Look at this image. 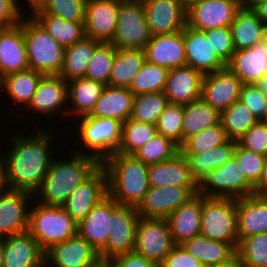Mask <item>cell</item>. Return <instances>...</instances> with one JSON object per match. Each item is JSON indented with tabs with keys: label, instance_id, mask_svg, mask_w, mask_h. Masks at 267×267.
I'll use <instances>...</instances> for the list:
<instances>
[{
	"label": "cell",
	"instance_id": "54",
	"mask_svg": "<svg viewBox=\"0 0 267 267\" xmlns=\"http://www.w3.org/2000/svg\"><path fill=\"white\" fill-rule=\"evenodd\" d=\"M266 95L255 84H243L239 100L246 105L254 116L260 120L263 117L266 105Z\"/></svg>",
	"mask_w": 267,
	"mask_h": 267
},
{
	"label": "cell",
	"instance_id": "38",
	"mask_svg": "<svg viewBox=\"0 0 267 267\" xmlns=\"http://www.w3.org/2000/svg\"><path fill=\"white\" fill-rule=\"evenodd\" d=\"M263 25L254 10L241 7L230 26L235 50L251 48L261 42Z\"/></svg>",
	"mask_w": 267,
	"mask_h": 267
},
{
	"label": "cell",
	"instance_id": "6",
	"mask_svg": "<svg viewBox=\"0 0 267 267\" xmlns=\"http://www.w3.org/2000/svg\"><path fill=\"white\" fill-rule=\"evenodd\" d=\"M75 124L79 125L75 130L76 132L79 130V140L88 150L82 151L81 148L76 150V153L92 156L102 163L119 150L122 132V122L119 120L85 115Z\"/></svg>",
	"mask_w": 267,
	"mask_h": 267
},
{
	"label": "cell",
	"instance_id": "14",
	"mask_svg": "<svg viewBox=\"0 0 267 267\" xmlns=\"http://www.w3.org/2000/svg\"><path fill=\"white\" fill-rule=\"evenodd\" d=\"M151 36L182 31L187 25L184 0H142Z\"/></svg>",
	"mask_w": 267,
	"mask_h": 267
},
{
	"label": "cell",
	"instance_id": "22",
	"mask_svg": "<svg viewBox=\"0 0 267 267\" xmlns=\"http://www.w3.org/2000/svg\"><path fill=\"white\" fill-rule=\"evenodd\" d=\"M29 69L22 21L0 33V77Z\"/></svg>",
	"mask_w": 267,
	"mask_h": 267
},
{
	"label": "cell",
	"instance_id": "12",
	"mask_svg": "<svg viewBox=\"0 0 267 267\" xmlns=\"http://www.w3.org/2000/svg\"><path fill=\"white\" fill-rule=\"evenodd\" d=\"M240 8L235 0H193L187 4V25L200 31L230 27Z\"/></svg>",
	"mask_w": 267,
	"mask_h": 267
},
{
	"label": "cell",
	"instance_id": "5",
	"mask_svg": "<svg viewBox=\"0 0 267 267\" xmlns=\"http://www.w3.org/2000/svg\"><path fill=\"white\" fill-rule=\"evenodd\" d=\"M34 200L37 205L31 203L32 208L29 207L28 232L44 251L77 234V222L62 206L44 205Z\"/></svg>",
	"mask_w": 267,
	"mask_h": 267
},
{
	"label": "cell",
	"instance_id": "47",
	"mask_svg": "<svg viewBox=\"0 0 267 267\" xmlns=\"http://www.w3.org/2000/svg\"><path fill=\"white\" fill-rule=\"evenodd\" d=\"M115 54L116 48L111 43L101 42L87 65L85 77L108 85Z\"/></svg>",
	"mask_w": 267,
	"mask_h": 267
},
{
	"label": "cell",
	"instance_id": "18",
	"mask_svg": "<svg viewBox=\"0 0 267 267\" xmlns=\"http://www.w3.org/2000/svg\"><path fill=\"white\" fill-rule=\"evenodd\" d=\"M243 82L226 66L203 75L201 99L222 112L239 100Z\"/></svg>",
	"mask_w": 267,
	"mask_h": 267
},
{
	"label": "cell",
	"instance_id": "62",
	"mask_svg": "<svg viewBox=\"0 0 267 267\" xmlns=\"http://www.w3.org/2000/svg\"><path fill=\"white\" fill-rule=\"evenodd\" d=\"M267 0H243L240 4L242 8L254 10L258 5L264 3Z\"/></svg>",
	"mask_w": 267,
	"mask_h": 267
},
{
	"label": "cell",
	"instance_id": "46",
	"mask_svg": "<svg viewBox=\"0 0 267 267\" xmlns=\"http://www.w3.org/2000/svg\"><path fill=\"white\" fill-rule=\"evenodd\" d=\"M180 152V146L172 139L157 134L134 155L145 164L160 163L174 158Z\"/></svg>",
	"mask_w": 267,
	"mask_h": 267
},
{
	"label": "cell",
	"instance_id": "23",
	"mask_svg": "<svg viewBox=\"0 0 267 267\" xmlns=\"http://www.w3.org/2000/svg\"><path fill=\"white\" fill-rule=\"evenodd\" d=\"M146 61L168 70L186 65L183 30L151 36L144 48Z\"/></svg>",
	"mask_w": 267,
	"mask_h": 267
},
{
	"label": "cell",
	"instance_id": "10",
	"mask_svg": "<svg viewBox=\"0 0 267 267\" xmlns=\"http://www.w3.org/2000/svg\"><path fill=\"white\" fill-rule=\"evenodd\" d=\"M139 218L136 206L118 204L113 199L110 234L106 245L98 252L102 262L121 254L134 252Z\"/></svg>",
	"mask_w": 267,
	"mask_h": 267
},
{
	"label": "cell",
	"instance_id": "60",
	"mask_svg": "<svg viewBox=\"0 0 267 267\" xmlns=\"http://www.w3.org/2000/svg\"><path fill=\"white\" fill-rule=\"evenodd\" d=\"M212 267H245V266L243 265L240 257L236 254L227 262L220 263Z\"/></svg>",
	"mask_w": 267,
	"mask_h": 267
},
{
	"label": "cell",
	"instance_id": "59",
	"mask_svg": "<svg viewBox=\"0 0 267 267\" xmlns=\"http://www.w3.org/2000/svg\"><path fill=\"white\" fill-rule=\"evenodd\" d=\"M6 189H8V185L6 181L5 161L4 156L0 154V192L5 191Z\"/></svg>",
	"mask_w": 267,
	"mask_h": 267
},
{
	"label": "cell",
	"instance_id": "32",
	"mask_svg": "<svg viewBox=\"0 0 267 267\" xmlns=\"http://www.w3.org/2000/svg\"><path fill=\"white\" fill-rule=\"evenodd\" d=\"M180 245L197 258L204 267L227 262L237 254L236 248L231 243L209 239L202 234Z\"/></svg>",
	"mask_w": 267,
	"mask_h": 267
},
{
	"label": "cell",
	"instance_id": "28",
	"mask_svg": "<svg viewBox=\"0 0 267 267\" xmlns=\"http://www.w3.org/2000/svg\"><path fill=\"white\" fill-rule=\"evenodd\" d=\"M226 66L243 84H255L267 73V45L261 41L251 48L235 50Z\"/></svg>",
	"mask_w": 267,
	"mask_h": 267
},
{
	"label": "cell",
	"instance_id": "69",
	"mask_svg": "<svg viewBox=\"0 0 267 267\" xmlns=\"http://www.w3.org/2000/svg\"><path fill=\"white\" fill-rule=\"evenodd\" d=\"M191 1H193V0H184V2H185L186 4H189Z\"/></svg>",
	"mask_w": 267,
	"mask_h": 267
},
{
	"label": "cell",
	"instance_id": "17",
	"mask_svg": "<svg viewBox=\"0 0 267 267\" xmlns=\"http://www.w3.org/2000/svg\"><path fill=\"white\" fill-rule=\"evenodd\" d=\"M34 194L16 189L0 192V237L18 235L29 229L28 204ZM33 200V201H32ZM31 201V202H30Z\"/></svg>",
	"mask_w": 267,
	"mask_h": 267
},
{
	"label": "cell",
	"instance_id": "29",
	"mask_svg": "<svg viewBox=\"0 0 267 267\" xmlns=\"http://www.w3.org/2000/svg\"><path fill=\"white\" fill-rule=\"evenodd\" d=\"M148 180L150 187H198L181 152L170 160L148 165Z\"/></svg>",
	"mask_w": 267,
	"mask_h": 267
},
{
	"label": "cell",
	"instance_id": "30",
	"mask_svg": "<svg viewBox=\"0 0 267 267\" xmlns=\"http://www.w3.org/2000/svg\"><path fill=\"white\" fill-rule=\"evenodd\" d=\"M201 208L202 195L196 194L168 216L166 221L175 245L201 234Z\"/></svg>",
	"mask_w": 267,
	"mask_h": 267
},
{
	"label": "cell",
	"instance_id": "8",
	"mask_svg": "<svg viewBox=\"0 0 267 267\" xmlns=\"http://www.w3.org/2000/svg\"><path fill=\"white\" fill-rule=\"evenodd\" d=\"M198 194L204 197L239 199L254 194V186L235 158L206 174L198 183Z\"/></svg>",
	"mask_w": 267,
	"mask_h": 267
},
{
	"label": "cell",
	"instance_id": "65",
	"mask_svg": "<svg viewBox=\"0 0 267 267\" xmlns=\"http://www.w3.org/2000/svg\"><path fill=\"white\" fill-rule=\"evenodd\" d=\"M4 253H3V238L0 237V267L3 266Z\"/></svg>",
	"mask_w": 267,
	"mask_h": 267
},
{
	"label": "cell",
	"instance_id": "40",
	"mask_svg": "<svg viewBox=\"0 0 267 267\" xmlns=\"http://www.w3.org/2000/svg\"><path fill=\"white\" fill-rule=\"evenodd\" d=\"M30 15L64 48L72 46L86 37L84 22L67 21L49 14Z\"/></svg>",
	"mask_w": 267,
	"mask_h": 267
},
{
	"label": "cell",
	"instance_id": "35",
	"mask_svg": "<svg viewBox=\"0 0 267 267\" xmlns=\"http://www.w3.org/2000/svg\"><path fill=\"white\" fill-rule=\"evenodd\" d=\"M236 141L228 140L225 144L214 147L206 153H182L186 158L192 176L199 183L201 179L215 168L221 167L234 158Z\"/></svg>",
	"mask_w": 267,
	"mask_h": 267
},
{
	"label": "cell",
	"instance_id": "73",
	"mask_svg": "<svg viewBox=\"0 0 267 267\" xmlns=\"http://www.w3.org/2000/svg\"><path fill=\"white\" fill-rule=\"evenodd\" d=\"M1 83H2V78L0 77V89H1ZM1 91V90H0Z\"/></svg>",
	"mask_w": 267,
	"mask_h": 267
},
{
	"label": "cell",
	"instance_id": "37",
	"mask_svg": "<svg viewBox=\"0 0 267 267\" xmlns=\"http://www.w3.org/2000/svg\"><path fill=\"white\" fill-rule=\"evenodd\" d=\"M43 76L32 69L11 73L2 78L1 90L11 98V103L28 107Z\"/></svg>",
	"mask_w": 267,
	"mask_h": 267
},
{
	"label": "cell",
	"instance_id": "58",
	"mask_svg": "<svg viewBox=\"0 0 267 267\" xmlns=\"http://www.w3.org/2000/svg\"><path fill=\"white\" fill-rule=\"evenodd\" d=\"M254 194L262 197H267V156L265 157V164L258 184L254 187Z\"/></svg>",
	"mask_w": 267,
	"mask_h": 267
},
{
	"label": "cell",
	"instance_id": "39",
	"mask_svg": "<svg viewBox=\"0 0 267 267\" xmlns=\"http://www.w3.org/2000/svg\"><path fill=\"white\" fill-rule=\"evenodd\" d=\"M146 62L143 49H116L108 85L129 88L134 76Z\"/></svg>",
	"mask_w": 267,
	"mask_h": 267
},
{
	"label": "cell",
	"instance_id": "24",
	"mask_svg": "<svg viewBox=\"0 0 267 267\" xmlns=\"http://www.w3.org/2000/svg\"><path fill=\"white\" fill-rule=\"evenodd\" d=\"M203 74L190 67L170 69L164 94L169 104L186 105L201 98Z\"/></svg>",
	"mask_w": 267,
	"mask_h": 267
},
{
	"label": "cell",
	"instance_id": "45",
	"mask_svg": "<svg viewBox=\"0 0 267 267\" xmlns=\"http://www.w3.org/2000/svg\"><path fill=\"white\" fill-rule=\"evenodd\" d=\"M87 0H43L32 14H49L67 21L84 22Z\"/></svg>",
	"mask_w": 267,
	"mask_h": 267
},
{
	"label": "cell",
	"instance_id": "63",
	"mask_svg": "<svg viewBox=\"0 0 267 267\" xmlns=\"http://www.w3.org/2000/svg\"><path fill=\"white\" fill-rule=\"evenodd\" d=\"M255 86L265 95H267V73L255 83Z\"/></svg>",
	"mask_w": 267,
	"mask_h": 267
},
{
	"label": "cell",
	"instance_id": "41",
	"mask_svg": "<svg viewBox=\"0 0 267 267\" xmlns=\"http://www.w3.org/2000/svg\"><path fill=\"white\" fill-rule=\"evenodd\" d=\"M258 121L251 110L240 100L221 112V124L227 138L236 142Z\"/></svg>",
	"mask_w": 267,
	"mask_h": 267
},
{
	"label": "cell",
	"instance_id": "67",
	"mask_svg": "<svg viewBox=\"0 0 267 267\" xmlns=\"http://www.w3.org/2000/svg\"><path fill=\"white\" fill-rule=\"evenodd\" d=\"M265 101H266V105L264 109V114H263V117L259 121L267 123V95H266Z\"/></svg>",
	"mask_w": 267,
	"mask_h": 267
},
{
	"label": "cell",
	"instance_id": "57",
	"mask_svg": "<svg viewBox=\"0 0 267 267\" xmlns=\"http://www.w3.org/2000/svg\"><path fill=\"white\" fill-rule=\"evenodd\" d=\"M111 267H159L155 262L146 259L136 252L121 254L108 260Z\"/></svg>",
	"mask_w": 267,
	"mask_h": 267
},
{
	"label": "cell",
	"instance_id": "34",
	"mask_svg": "<svg viewBox=\"0 0 267 267\" xmlns=\"http://www.w3.org/2000/svg\"><path fill=\"white\" fill-rule=\"evenodd\" d=\"M221 123V112L203 99L183 105L182 144L191 136Z\"/></svg>",
	"mask_w": 267,
	"mask_h": 267
},
{
	"label": "cell",
	"instance_id": "25",
	"mask_svg": "<svg viewBox=\"0 0 267 267\" xmlns=\"http://www.w3.org/2000/svg\"><path fill=\"white\" fill-rule=\"evenodd\" d=\"M2 267H39L44 263L45 251L27 231L3 238Z\"/></svg>",
	"mask_w": 267,
	"mask_h": 267
},
{
	"label": "cell",
	"instance_id": "44",
	"mask_svg": "<svg viewBox=\"0 0 267 267\" xmlns=\"http://www.w3.org/2000/svg\"><path fill=\"white\" fill-rule=\"evenodd\" d=\"M168 71L167 68L146 61L134 76L128 89L134 96L145 93L164 92Z\"/></svg>",
	"mask_w": 267,
	"mask_h": 267
},
{
	"label": "cell",
	"instance_id": "43",
	"mask_svg": "<svg viewBox=\"0 0 267 267\" xmlns=\"http://www.w3.org/2000/svg\"><path fill=\"white\" fill-rule=\"evenodd\" d=\"M169 105L164 92L145 93L134 96L130 119L156 125L159 116Z\"/></svg>",
	"mask_w": 267,
	"mask_h": 267
},
{
	"label": "cell",
	"instance_id": "50",
	"mask_svg": "<svg viewBox=\"0 0 267 267\" xmlns=\"http://www.w3.org/2000/svg\"><path fill=\"white\" fill-rule=\"evenodd\" d=\"M183 105L169 104L156 123L157 134L182 145Z\"/></svg>",
	"mask_w": 267,
	"mask_h": 267
},
{
	"label": "cell",
	"instance_id": "7",
	"mask_svg": "<svg viewBox=\"0 0 267 267\" xmlns=\"http://www.w3.org/2000/svg\"><path fill=\"white\" fill-rule=\"evenodd\" d=\"M201 234L209 239L239 244L236 199L202 195Z\"/></svg>",
	"mask_w": 267,
	"mask_h": 267
},
{
	"label": "cell",
	"instance_id": "66",
	"mask_svg": "<svg viewBox=\"0 0 267 267\" xmlns=\"http://www.w3.org/2000/svg\"><path fill=\"white\" fill-rule=\"evenodd\" d=\"M262 41L267 45V24L263 25Z\"/></svg>",
	"mask_w": 267,
	"mask_h": 267
},
{
	"label": "cell",
	"instance_id": "19",
	"mask_svg": "<svg viewBox=\"0 0 267 267\" xmlns=\"http://www.w3.org/2000/svg\"><path fill=\"white\" fill-rule=\"evenodd\" d=\"M119 12V0H87L85 34L103 43H110L115 35Z\"/></svg>",
	"mask_w": 267,
	"mask_h": 267
},
{
	"label": "cell",
	"instance_id": "16",
	"mask_svg": "<svg viewBox=\"0 0 267 267\" xmlns=\"http://www.w3.org/2000/svg\"><path fill=\"white\" fill-rule=\"evenodd\" d=\"M107 195V173L100 165L71 193L62 207L78 223Z\"/></svg>",
	"mask_w": 267,
	"mask_h": 267
},
{
	"label": "cell",
	"instance_id": "4",
	"mask_svg": "<svg viewBox=\"0 0 267 267\" xmlns=\"http://www.w3.org/2000/svg\"><path fill=\"white\" fill-rule=\"evenodd\" d=\"M29 17L23 18L29 69L43 75H59L65 48L51 37L32 15Z\"/></svg>",
	"mask_w": 267,
	"mask_h": 267
},
{
	"label": "cell",
	"instance_id": "31",
	"mask_svg": "<svg viewBox=\"0 0 267 267\" xmlns=\"http://www.w3.org/2000/svg\"><path fill=\"white\" fill-rule=\"evenodd\" d=\"M134 94L125 87L106 85L89 116L127 121L132 113Z\"/></svg>",
	"mask_w": 267,
	"mask_h": 267
},
{
	"label": "cell",
	"instance_id": "51",
	"mask_svg": "<svg viewBox=\"0 0 267 267\" xmlns=\"http://www.w3.org/2000/svg\"><path fill=\"white\" fill-rule=\"evenodd\" d=\"M234 158L240 164L242 171L245 172L247 180L255 187L263 171L265 156L245 149L237 143Z\"/></svg>",
	"mask_w": 267,
	"mask_h": 267
},
{
	"label": "cell",
	"instance_id": "36",
	"mask_svg": "<svg viewBox=\"0 0 267 267\" xmlns=\"http://www.w3.org/2000/svg\"><path fill=\"white\" fill-rule=\"evenodd\" d=\"M100 43V41L85 37L83 40L75 42L72 46L66 47L59 76L67 82L75 78L85 77L87 65L95 48Z\"/></svg>",
	"mask_w": 267,
	"mask_h": 267
},
{
	"label": "cell",
	"instance_id": "64",
	"mask_svg": "<svg viewBox=\"0 0 267 267\" xmlns=\"http://www.w3.org/2000/svg\"><path fill=\"white\" fill-rule=\"evenodd\" d=\"M42 1L43 0H26V2L28 3L27 5L29 6V9H31L30 11L37 8Z\"/></svg>",
	"mask_w": 267,
	"mask_h": 267
},
{
	"label": "cell",
	"instance_id": "27",
	"mask_svg": "<svg viewBox=\"0 0 267 267\" xmlns=\"http://www.w3.org/2000/svg\"><path fill=\"white\" fill-rule=\"evenodd\" d=\"M237 233L242 238L267 233V197L251 194L236 199Z\"/></svg>",
	"mask_w": 267,
	"mask_h": 267
},
{
	"label": "cell",
	"instance_id": "42",
	"mask_svg": "<svg viewBox=\"0 0 267 267\" xmlns=\"http://www.w3.org/2000/svg\"><path fill=\"white\" fill-rule=\"evenodd\" d=\"M157 135L156 125L132 119L122 123L121 142L118 153L134 155Z\"/></svg>",
	"mask_w": 267,
	"mask_h": 267
},
{
	"label": "cell",
	"instance_id": "61",
	"mask_svg": "<svg viewBox=\"0 0 267 267\" xmlns=\"http://www.w3.org/2000/svg\"><path fill=\"white\" fill-rule=\"evenodd\" d=\"M254 11L258 15V18L262 21V23L267 24V1L258 5L254 9Z\"/></svg>",
	"mask_w": 267,
	"mask_h": 267
},
{
	"label": "cell",
	"instance_id": "13",
	"mask_svg": "<svg viewBox=\"0 0 267 267\" xmlns=\"http://www.w3.org/2000/svg\"><path fill=\"white\" fill-rule=\"evenodd\" d=\"M198 194V187H150L136 206L140 217L167 219L168 216Z\"/></svg>",
	"mask_w": 267,
	"mask_h": 267
},
{
	"label": "cell",
	"instance_id": "2",
	"mask_svg": "<svg viewBox=\"0 0 267 267\" xmlns=\"http://www.w3.org/2000/svg\"><path fill=\"white\" fill-rule=\"evenodd\" d=\"M72 154L68 160H52L41 186L34 193V199L39 196L37 201L44 205L62 206L71 193L101 165L92 156L75 151Z\"/></svg>",
	"mask_w": 267,
	"mask_h": 267
},
{
	"label": "cell",
	"instance_id": "49",
	"mask_svg": "<svg viewBox=\"0 0 267 267\" xmlns=\"http://www.w3.org/2000/svg\"><path fill=\"white\" fill-rule=\"evenodd\" d=\"M229 139L222 124H217L189 137L181 146V153H206L225 144Z\"/></svg>",
	"mask_w": 267,
	"mask_h": 267
},
{
	"label": "cell",
	"instance_id": "56",
	"mask_svg": "<svg viewBox=\"0 0 267 267\" xmlns=\"http://www.w3.org/2000/svg\"><path fill=\"white\" fill-rule=\"evenodd\" d=\"M18 0H0V25L11 27L19 24L25 14Z\"/></svg>",
	"mask_w": 267,
	"mask_h": 267
},
{
	"label": "cell",
	"instance_id": "53",
	"mask_svg": "<svg viewBox=\"0 0 267 267\" xmlns=\"http://www.w3.org/2000/svg\"><path fill=\"white\" fill-rule=\"evenodd\" d=\"M241 147L267 156V123L258 121L237 142Z\"/></svg>",
	"mask_w": 267,
	"mask_h": 267
},
{
	"label": "cell",
	"instance_id": "72",
	"mask_svg": "<svg viewBox=\"0 0 267 267\" xmlns=\"http://www.w3.org/2000/svg\"><path fill=\"white\" fill-rule=\"evenodd\" d=\"M3 28H4V27H3L2 25H0V33H1V31L3 30Z\"/></svg>",
	"mask_w": 267,
	"mask_h": 267
},
{
	"label": "cell",
	"instance_id": "33",
	"mask_svg": "<svg viewBox=\"0 0 267 267\" xmlns=\"http://www.w3.org/2000/svg\"><path fill=\"white\" fill-rule=\"evenodd\" d=\"M105 86L101 82L86 77H79L68 81V115L72 114V117L74 115L77 118L89 115ZM70 106H72L71 109Z\"/></svg>",
	"mask_w": 267,
	"mask_h": 267
},
{
	"label": "cell",
	"instance_id": "20",
	"mask_svg": "<svg viewBox=\"0 0 267 267\" xmlns=\"http://www.w3.org/2000/svg\"><path fill=\"white\" fill-rule=\"evenodd\" d=\"M186 65L203 75L226 67V63L215 53L210 37L204 31L186 25L183 29Z\"/></svg>",
	"mask_w": 267,
	"mask_h": 267
},
{
	"label": "cell",
	"instance_id": "1",
	"mask_svg": "<svg viewBox=\"0 0 267 267\" xmlns=\"http://www.w3.org/2000/svg\"><path fill=\"white\" fill-rule=\"evenodd\" d=\"M40 131L33 136L17 133L11 137L12 148L10 146V151L4 156L9 189L24 190L34 194L41 186L53 160L50 152L53 149L50 146L52 135L55 134L49 129Z\"/></svg>",
	"mask_w": 267,
	"mask_h": 267
},
{
	"label": "cell",
	"instance_id": "68",
	"mask_svg": "<svg viewBox=\"0 0 267 267\" xmlns=\"http://www.w3.org/2000/svg\"><path fill=\"white\" fill-rule=\"evenodd\" d=\"M98 267H111L107 262H102Z\"/></svg>",
	"mask_w": 267,
	"mask_h": 267
},
{
	"label": "cell",
	"instance_id": "9",
	"mask_svg": "<svg viewBox=\"0 0 267 267\" xmlns=\"http://www.w3.org/2000/svg\"><path fill=\"white\" fill-rule=\"evenodd\" d=\"M151 39L142 0H119L118 22L111 44L116 49H143Z\"/></svg>",
	"mask_w": 267,
	"mask_h": 267
},
{
	"label": "cell",
	"instance_id": "15",
	"mask_svg": "<svg viewBox=\"0 0 267 267\" xmlns=\"http://www.w3.org/2000/svg\"><path fill=\"white\" fill-rule=\"evenodd\" d=\"M44 262L47 267H98L102 263L98 251L78 233L45 250Z\"/></svg>",
	"mask_w": 267,
	"mask_h": 267
},
{
	"label": "cell",
	"instance_id": "71",
	"mask_svg": "<svg viewBox=\"0 0 267 267\" xmlns=\"http://www.w3.org/2000/svg\"><path fill=\"white\" fill-rule=\"evenodd\" d=\"M39 267H47L46 266V264H45V262L41 265V266H39Z\"/></svg>",
	"mask_w": 267,
	"mask_h": 267
},
{
	"label": "cell",
	"instance_id": "3",
	"mask_svg": "<svg viewBox=\"0 0 267 267\" xmlns=\"http://www.w3.org/2000/svg\"><path fill=\"white\" fill-rule=\"evenodd\" d=\"M101 165L107 173L108 195L118 204L137 206L150 189L148 164L135 155L116 152Z\"/></svg>",
	"mask_w": 267,
	"mask_h": 267
},
{
	"label": "cell",
	"instance_id": "55",
	"mask_svg": "<svg viewBox=\"0 0 267 267\" xmlns=\"http://www.w3.org/2000/svg\"><path fill=\"white\" fill-rule=\"evenodd\" d=\"M159 267H204L203 264L188 253L181 245H175Z\"/></svg>",
	"mask_w": 267,
	"mask_h": 267
},
{
	"label": "cell",
	"instance_id": "52",
	"mask_svg": "<svg viewBox=\"0 0 267 267\" xmlns=\"http://www.w3.org/2000/svg\"><path fill=\"white\" fill-rule=\"evenodd\" d=\"M204 32L207 37H210V43L215 53L227 64L235 52L231 28H216Z\"/></svg>",
	"mask_w": 267,
	"mask_h": 267
},
{
	"label": "cell",
	"instance_id": "70",
	"mask_svg": "<svg viewBox=\"0 0 267 267\" xmlns=\"http://www.w3.org/2000/svg\"><path fill=\"white\" fill-rule=\"evenodd\" d=\"M235 1H237L239 4L243 2V0H235Z\"/></svg>",
	"mask_w": 267,
	"mask_h": 267
},
{
	"label": "cell",
	"instance_id": "21",
	"mask_svg": "<svg viewBox=\"0 0 267 267\" xmlns=\"http://www.w3.org/2000/svg\"><path fill=\"white\" fill-rule=\"evenodd\" d=\"M66 103H68L67 81L59 75H44L38 83L28 108L33 113H39L44 117L53 116L55 113L58 115L59 111L67 115L68 104Z\"/></svg>",
	"mask_w": 267,
	"mask_h": 267
},
{
	"label": "cell",
	"instance_id": "11",
	"mask_svg": "<svg viewBox=\"0 0 267 267\" xmlns=\"http://www.w3.org/2000/svg\"><path fill=\"white\" fill-rule=\"evenodd\" d=\"M174 246L166 219L139 218L134 252L160 265Z\"/></svg>",
	"mask_w": 267,
	"mask_h": 267
},
{
	"label": "cell",
	"instance_id": "26",
	"mask_svg": "<svg viewBox=\"0 0 267 267\" xmlns=\"http://www.w3.org/2000/svg\"><path fill=\"white\" fill-rule=\"evenodd\" d=\"M112 213L113 198L107 195L77 223V233L98 252L108 240Z\"/></svg>",
	"mask_w": 267,
	"mask_h": 267
},
{
	"label": "cell",
	"instance_id": "48",
	"mask_svg": "<svg viewBox=\"0 0 267 267\" xmlns=\"http://www.w3.org/2000/svg\"><path fill=\"white\" fill-rule=\"evenodd\" d=\"M236 251L245 267H267V233L242 238Z\"/></svg>",
	"mask_w": 267,
	"mask_h": 267
}]
</instances>
